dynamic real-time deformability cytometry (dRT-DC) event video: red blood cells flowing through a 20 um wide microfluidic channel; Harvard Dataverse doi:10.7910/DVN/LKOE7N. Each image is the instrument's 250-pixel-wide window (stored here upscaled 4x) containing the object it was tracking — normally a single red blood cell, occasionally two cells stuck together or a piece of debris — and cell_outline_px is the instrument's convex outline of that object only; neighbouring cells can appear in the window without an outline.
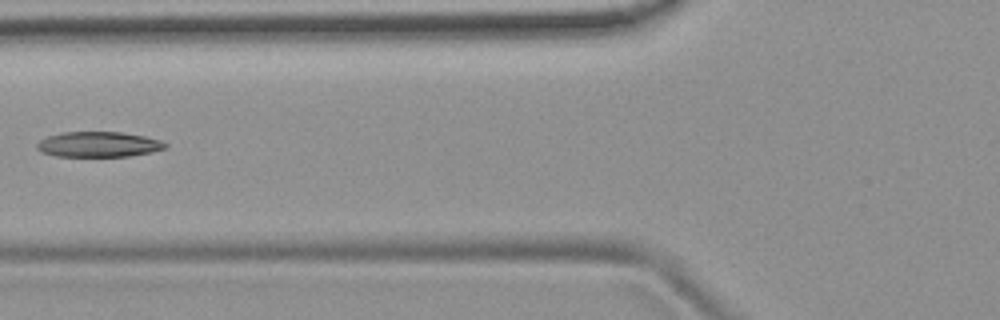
{"species": "common noctule bat (a hibernating species)", "species_latin": "Nyctalus noctula", "temperature_condition": "room temperature", "stored_images_in_passage": 6, "camera_frame_rate_fps": 3000, "um_per_image_px": 0.085, "animal": {"sex": "female", "body_mass_g": 19.9}, "frame": {"image": 1, "passage_image": 4, "time_ms": 1.0, "image_size_px": [1000, 320], "cell_outline_px": [[168, 144], [164, 148], [152, 152], [128, 156], [56, 156], [40, 152], [36, 148], [36, 144], [40, 140], [48, 136], [64, 132], [120, 132], [144, 136], [160, 140]], "centroid_in_image_um": [8.35, 12.27], "position_along_channel_um": 117.5, "area_um2": 18.84}}
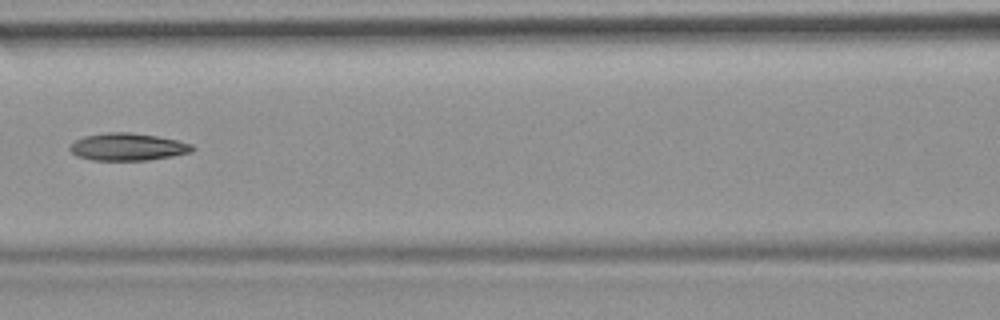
{"frame": {"image": 2, "passage_image": 5, "time_ms": 1.333, "image_size_px": [1000, 320], "cell_outline_px": [[196, 148], [192, 152], [172, 156], [148, 160], [92, 160], [76, 156], [68, 148], [76, 140], [84, 136], [104, 132], [128, 132], [156, 136], [176, 140], [192, 144]], "centroid_in_image_um": [10.86, 12.48], "position_along_channel_um": 155.7, "area_um2": 19.54}}
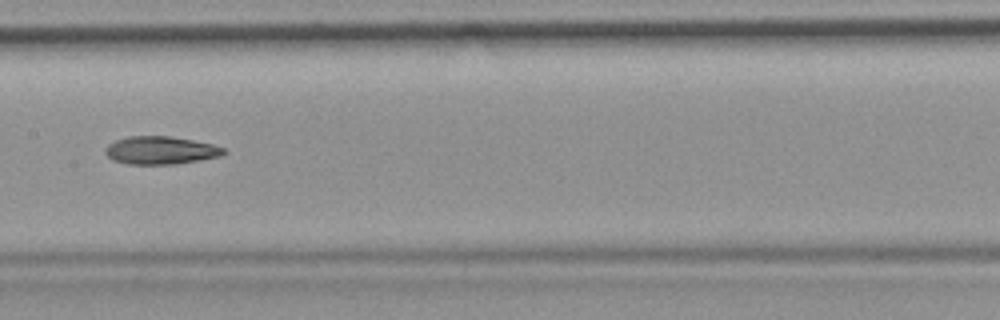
{"frame": {"image": 3, "passage_image": 6, "time_ms": 1.667, "image_size_px": [1000, 320], "cell_outline_px": [[228, 152], [220, 156], [200, 160], [176, 164], [128, 164], [112, 160], [104, 152], [108, 144], [116, 140], [128, 136], [168, 136], [192, 140], [212, 144], [224, 148]], "centroid_in_image_um": [13.65, 12.78], "position_along_channel_um": 193.7, "area_um2": 19.25}}